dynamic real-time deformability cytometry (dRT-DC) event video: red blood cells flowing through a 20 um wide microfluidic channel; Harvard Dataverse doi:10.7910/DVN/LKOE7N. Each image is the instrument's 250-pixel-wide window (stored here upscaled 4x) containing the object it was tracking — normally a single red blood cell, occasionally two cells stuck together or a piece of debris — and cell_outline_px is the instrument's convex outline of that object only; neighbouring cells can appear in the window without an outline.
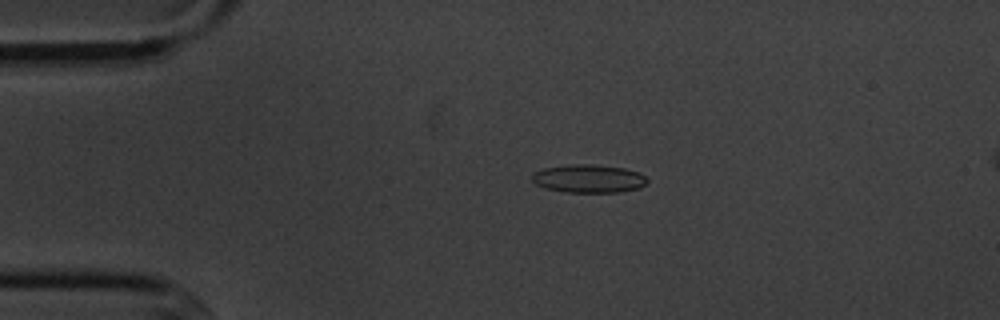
{"species": "common noctule bat (a hibernating species)", "species_latin": "Nyctalus noctula", "temperature_condition": "cold", "stored_images_in_passage": 5, "segment_of_instrument_passage": [1, 2], "camera_frame_rate_fps": 3000, "um_per_image_px": 0.085, "animal": {"sex": "male", "body_mass_g": 20.1, "forearm_length_mm": 53.5}, "frame": {"image": 1, "passage_image": 3, "time_ms": 2.333, "image_size_px": [1000, 320], "cell_outline_px": [[648, 180], [640, 188], [620, 192], [568, 192], [544, 188], [536, 184], [532, 180], [532, 172], [544, 168], [572, 164], [592, 164], [624, 168], [640, 172]], "centroid_in_image_um": [50.03, 15.18], "position_along_channel_um": 35.0, "area_um2": 18.96}}